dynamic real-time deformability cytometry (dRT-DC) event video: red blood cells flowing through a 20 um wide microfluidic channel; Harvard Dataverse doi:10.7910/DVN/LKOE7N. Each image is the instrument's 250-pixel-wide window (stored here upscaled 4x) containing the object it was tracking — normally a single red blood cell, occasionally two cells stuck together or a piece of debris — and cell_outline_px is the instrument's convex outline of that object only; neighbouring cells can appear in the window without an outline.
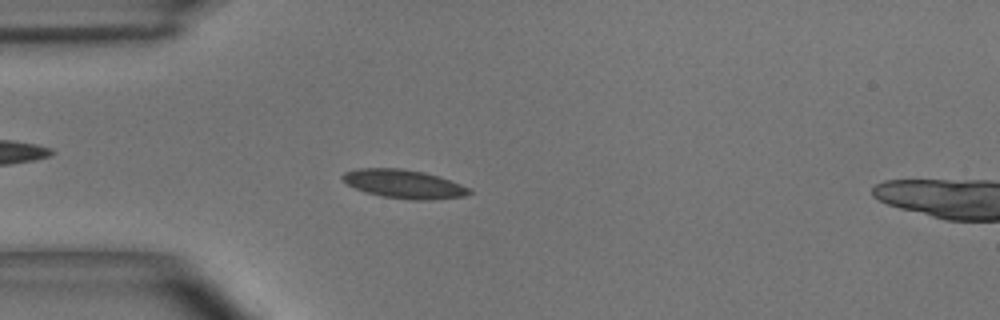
{"species": "common noctule bat (a hibernating species)", "species_latin": "Nyctalus noctula", "temperature_condition": "room temperature", "stored_images_in_passage": 55, "segment_of_instrument_passage": [1, 2], "camera_frame_rate_fps": 3000, "um_per_image_px": 0.085, "animal": {"sex": "male", "body_mass_g": 15.6}, "frame": {"image": 1, "passage_image": 14, "time_ms": 4.333, "image_size_px": [1000, 320], "cell_outline_px": [[472, 192], [464, 196], [428, 200], [412, 200], [384, 196], [364, 192], [348, 184], [340, 176], [344, 172], [356, 168], [404, 168], [424, 172], [440, 176], [460, 184], [468, 188]], "centroid_in_image_um": [34.31, 15.62], "position_along_channel_um": 50.7, "area_um2": 21.1}}
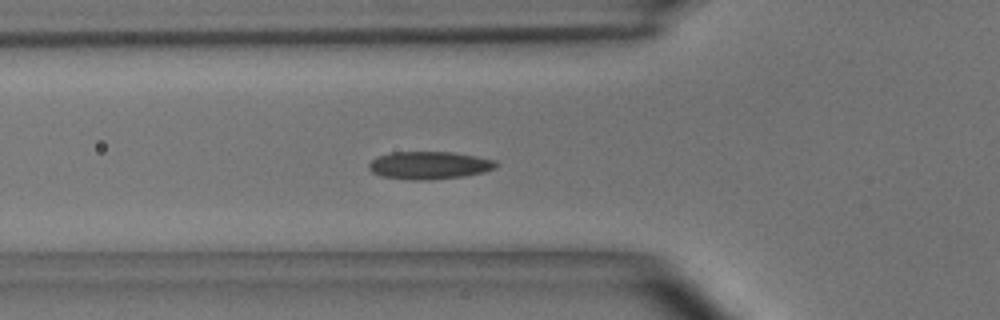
{"frame": {"image": 2, "passage_image": 18, "time_ms": 5.667, "image_size_px": [1000, 320], "cell_outline_px": [[500, 164], [496, 168], [484, 172], [464, 176], [432, 180], [412, 180], [380, 176], [372, 172], [368, 168], [368, 164], [376, 156], [392, 152], [452, 152], [476, 156], [496, 160]], "centroid_in_image_um": [36.5, 14.05], "position_along_channel_um": 89.3, "area_um2": 20.81}}
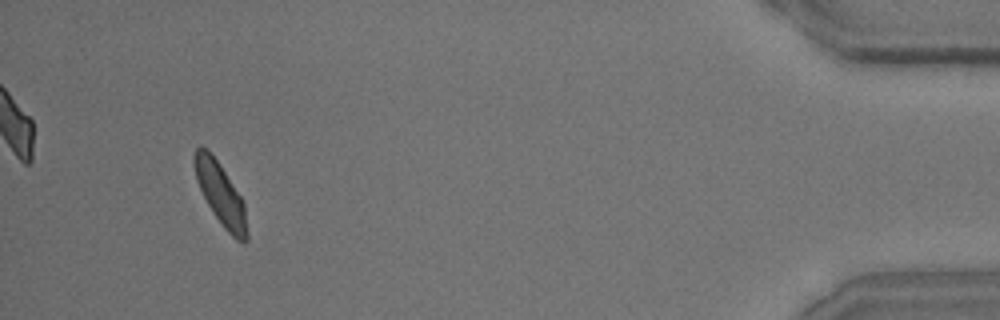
{"frame": {"image": 3, "passage_image": 51, "time_ms": 16.667, "image_size_px": [1000, 320], "cell_outline_px": [[248, 240], [244, 244], [236, 240], [224, 228], [208, 204], [196, 180], [192, 164], [192, 156], [196, 148], [200, 144], [208, 148], [244, 200], [248, 232]], "centroid_in_image_um": [18.74, 16.47], "position_along_channel_um": 416.5, "area_um2": 19.31}}